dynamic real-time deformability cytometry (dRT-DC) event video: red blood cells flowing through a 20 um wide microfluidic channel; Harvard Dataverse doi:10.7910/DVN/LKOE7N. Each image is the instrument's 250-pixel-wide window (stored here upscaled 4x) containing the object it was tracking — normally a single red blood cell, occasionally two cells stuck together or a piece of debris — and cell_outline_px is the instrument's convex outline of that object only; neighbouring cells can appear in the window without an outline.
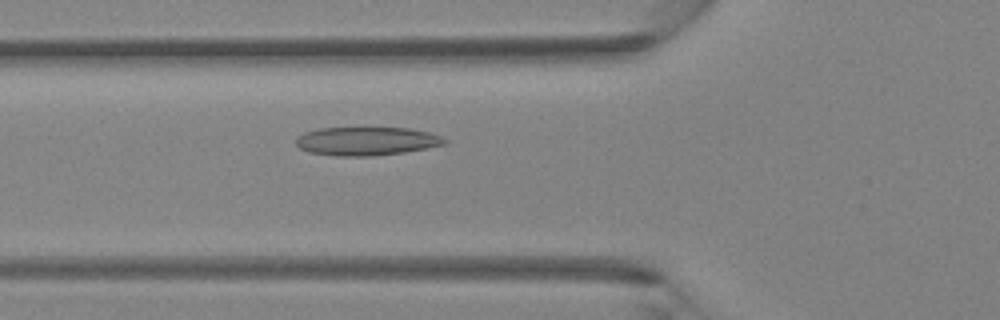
{"species": "Egyptian fruit bat (a non-hibernating species)", "species_latin": "Rousettus aegyptiacus", "temperature_condition": "room temperature", "stored_images_in_passage": 44, "camera_frame_rate_fps": 3000, "um_per_image_px": 0.085, "animal": {"sex": "female"}, "frame": {"image": 1, "passage_image": 16, "time_ms": 5.0, "image_size_px": [1000, 320], "cell_outline_px": [[448, 144], [428, 148], [404, 152], [372, 156], [340, 156], [308, 152], [300, 148], [296, 144], [296, 136], [304, 132], [320, 128], [408, 128], [428, 132], [440, 136], [448, 140]], "centroid_in_image_um": [31.16, 12.0], "position_along_channel_um": 94.6, "area_um2": 24.74}}
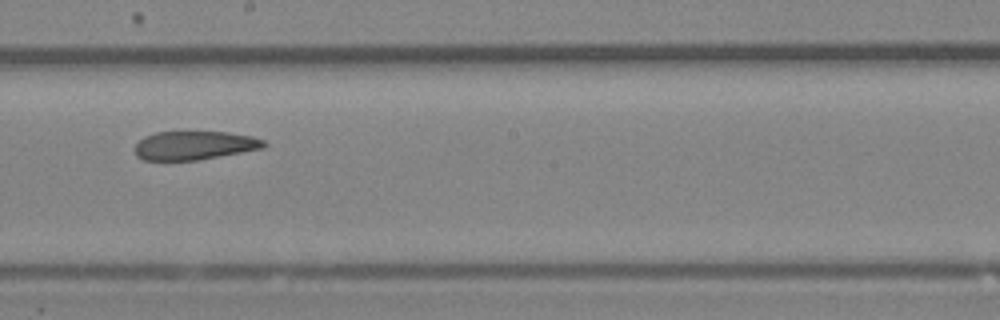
{"frame": {"image": 2, "passage_image": 25, "time_ms": 8.0, "image_size_px": [1000, 320], "cell_outline_px": [[268, 144], [264, 148], [200, 160], [144, 160], [136, 156], [132, 148], [144, 136], [156, 132], [228, 132], [252, 136], [264, 140]], "centroid_in_image_um": [16.52, 12.36], "position_along_channel_um": 231.7, "area_um2": 21.79}}
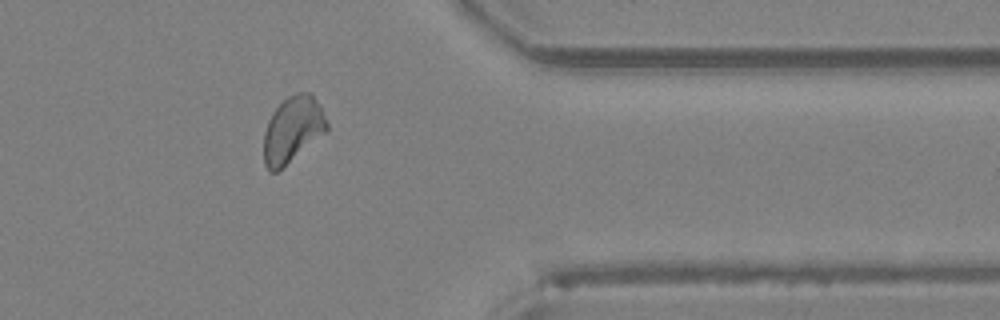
{"frame": {"image": 3, "passage_image": 36, "time_ms": 11.667, "image_size_px": [1000, 320], "cell_outline_px": [[328, 128], [324, 132], [276, 172], [272, 172], [264, 164], [264, 132], [268, 120], [272, 112], [288, 96], [296, 92], [308, 92], [316, 100], [328, 124]], "centroid_in_image_um": [24.83, 10.98], "position_along_channel_um": 386.6, "area_um2": 23.47}}